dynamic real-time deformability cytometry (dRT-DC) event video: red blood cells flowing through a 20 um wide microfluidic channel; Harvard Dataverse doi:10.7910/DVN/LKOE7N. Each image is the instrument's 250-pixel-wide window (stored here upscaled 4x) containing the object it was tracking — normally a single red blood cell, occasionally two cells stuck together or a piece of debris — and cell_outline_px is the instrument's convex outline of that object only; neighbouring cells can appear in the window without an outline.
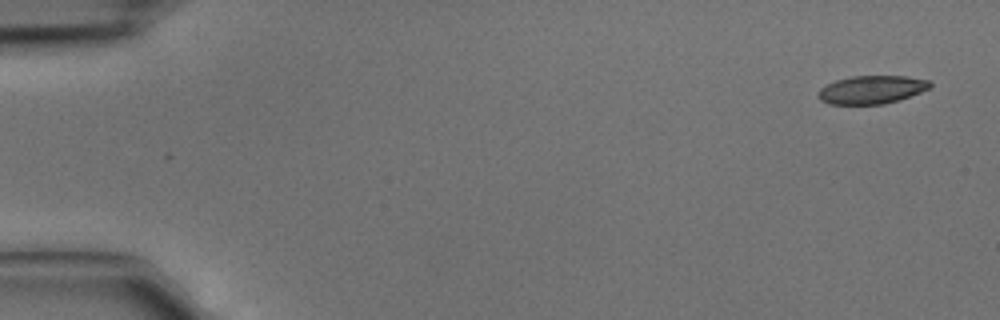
{"species": "common noctule bat (a hibernating species)", "species_latin": "Nyctalus noctula", "temperature_condition": "cold", "stored_images_in_passage": 4, "camera_frame_rate_fps": 3000, "um_per_image_px": 0.085, "animal": {"sex": "male", "body_mass_g": 15.6}, "frame": {"image": 1, "passage_image": 1, "time_ms": 0.0, "image_size_px": [1000, 320], "cell_outline_px": [[932, 88], [900, 100], [884, 104], [828, 104], [820, 100], [816, 96], [820, 88], [836, 80], [852, 76], [908, 76], [932, 80]], "centroid_in_image_um": [74.14, 7.62], "position_along_channel_um": 10.9, "area_um2": 18.67}}